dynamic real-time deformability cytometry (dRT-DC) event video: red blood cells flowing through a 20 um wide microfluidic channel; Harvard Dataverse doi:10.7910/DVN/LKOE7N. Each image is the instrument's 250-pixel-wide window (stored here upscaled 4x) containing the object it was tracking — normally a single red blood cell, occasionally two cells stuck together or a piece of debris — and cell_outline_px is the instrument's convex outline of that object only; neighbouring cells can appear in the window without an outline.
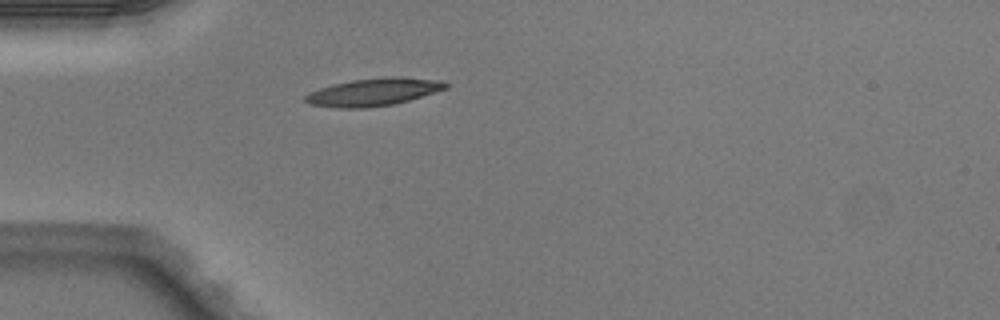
{"species": "Egyptian fruit bat (a non-hibernating species)", "species_latin": "Rousettus aegyptiacus", "temperature_condition": "warm", "stored_images_in_passage": 1, "camera_frame_rate_fps": 3000, "um_per_image_px": 0.085, "animal": {"sex": "male"}, "frame": {"image": 1, "passage_image": 1, "time_ms": 0.0, "image_size_px": [1000, 320], "cell_outline_px": [[448, 88], [408, 100], [392, 104], [364, 108], [336, 108], [312, 104], [304, 100], [304, 96], [308, 92], [320, 88], [352, 80], [384, 76], [396, 76], [444, 80], [448, 84]], "centroid_in_image_um": [31.77, 7.81], "position_along_channel_um": 53.2, "area_um2": 22.54}}